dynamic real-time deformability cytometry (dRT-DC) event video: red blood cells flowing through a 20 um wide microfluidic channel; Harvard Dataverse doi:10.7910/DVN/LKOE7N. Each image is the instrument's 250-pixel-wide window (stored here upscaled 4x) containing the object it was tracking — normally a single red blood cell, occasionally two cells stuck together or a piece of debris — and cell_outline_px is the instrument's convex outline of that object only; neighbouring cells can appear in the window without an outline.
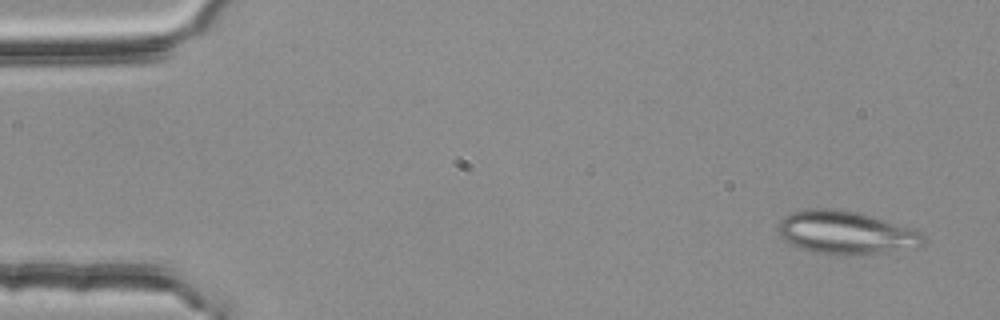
{"species": "common noctule bat (a hibernating species)", "species_latin": "Nyctalus noctula", "temperature_condition": "room temperature", "stored_images_in_passage": 4, "camera_frame_rate_fps": 3000, "um_per_image_px": 0.085, "animal": {"sex": "female", "body_mass_g": 25.1}, "frame": {"image": 1, "passage_image": 1, "time_ms": 0.0, "image_size_px": [1000, 320], "cell_outline_px": [[924, 244], [920, 248], [840, 256], [836, 256], [812, 252], [792, 244], [780, 236], [776, 228], [780, 220], [784, 216], [792, 212], [808, 208], [836, 208], [856, 212], [912, 228], [920, 232], [924, 236]], "centroid_in_image_um": [71.88, 19.78], "position_along_channel_um": 13.1, "area_um2": 36.65}}